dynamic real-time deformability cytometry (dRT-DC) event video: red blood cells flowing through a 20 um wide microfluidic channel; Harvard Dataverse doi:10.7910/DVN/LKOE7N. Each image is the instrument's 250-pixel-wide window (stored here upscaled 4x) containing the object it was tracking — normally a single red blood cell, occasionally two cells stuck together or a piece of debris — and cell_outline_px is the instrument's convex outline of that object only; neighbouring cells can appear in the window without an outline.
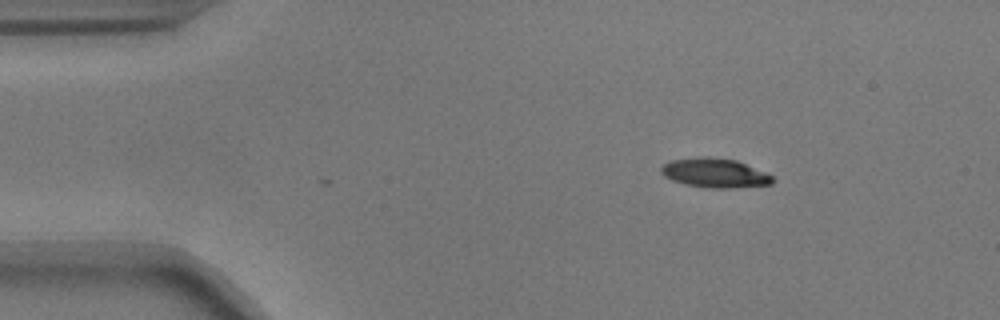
{"species": "common noctule bat (a hibernating species)", "species_latin": "Nyctalus noctula", "temperature_condition": "warm", "stored_images_in_passage": 3, "camera_frame_rate_fps": 3000, "um_per_image_px": 0.085, "animal": {"sex": "male", "body_mass_g": 17.9}, "frame": {"image": 1, "passage_image": 1, "time_ms": 0.0, "image_size_px": [1000, 320], "cell_outline_px": [[776, 180], [772, 184], [728, 188], [712, 188], [684, 184], [672, 180], [664, 176], [660, 172], [660, 168], [664, 164], [672, 160], [696, 156], [708, 156], [736, 160], [764, 172], [772, 176]], "centroid_in_image_um": [60.73, 14.69], "position_along_channel_um": 24.3, "area_um2": 19.02}}